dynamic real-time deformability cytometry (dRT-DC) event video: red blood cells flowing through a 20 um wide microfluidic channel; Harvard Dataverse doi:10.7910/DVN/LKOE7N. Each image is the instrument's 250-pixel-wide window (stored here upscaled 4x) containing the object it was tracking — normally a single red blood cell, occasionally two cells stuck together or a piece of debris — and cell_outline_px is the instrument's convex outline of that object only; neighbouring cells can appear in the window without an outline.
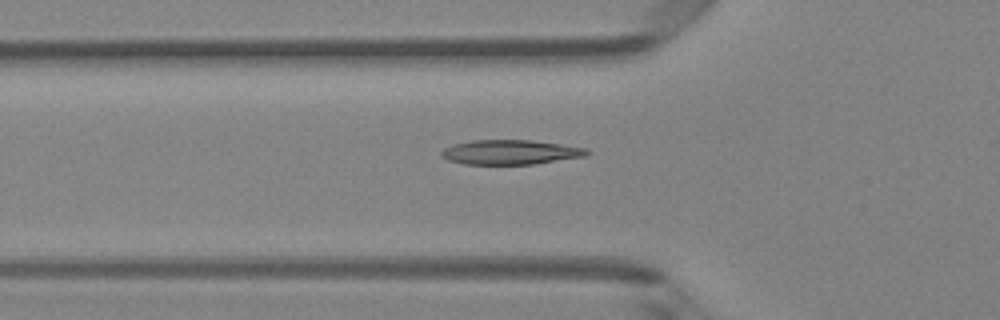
{"species": "Egyptian fruit bat (a non-hibernating species)", "species_latin": "Rousettus aegyptiacus", "temperature_condition": "room temperature", "stored_images_in_passage": 36, "camera_frame_rate_fps": 3000, "um_per_image_px": 0.085, "animal": {"sex": "female"}, "frame": {"image": 1, "passage_image": 9, "time_ms": 2.667, "image_size_px": [1000, 320], "cell_outline_px": [[592, 152], [584, 156], [536, 164], [464, 164], [448, 160], [440, 156], [440, 152], [444, 148], [456, 144], [472, 140], [532, 140], [588, 148]], "centroid_in_image_um": [43.4, 12.94], "position_along_channel_um": 82.4, "area_um2": 20.87}}
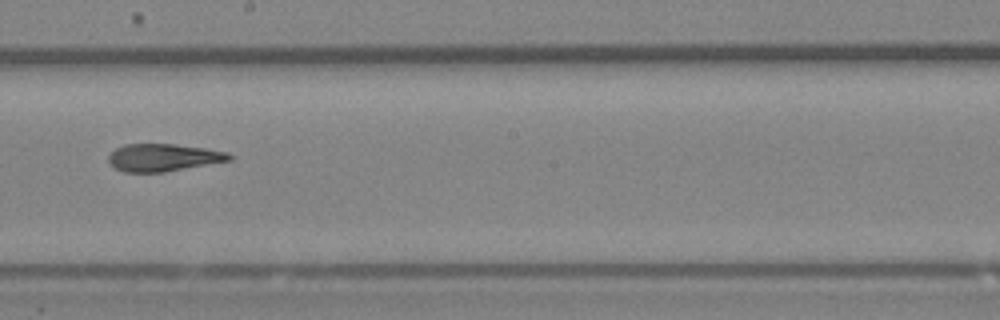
{"frame": {"image": 2, "passage_image": 20, "time_ms": 6.333, "image_size_px": [1000, 320], "cell_outline_px": [[232, 160], [164, 172], [124, 172], [116, 168], [108, 160], [108, 156], [116, 148], [124, 144], [172, 144], [204, 148], [228, 152], [232, 156]], "centroid_in_image_um": [13.89, 13.39], "position_along_channel_um": 234.3, "area_um2": 19.19}}
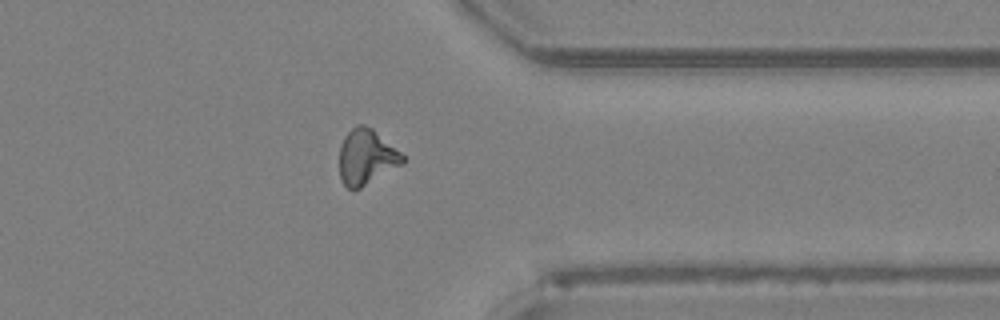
{"frame": {"image": 3, "passage_image": 31, "time_ms": 10.0, "image_size_px": [1000, 320], "cell_outline_px": [[404, 160], [400, 164], [360, 188], [348, 188], [340, 180], [340, 144], [344, 136], [356, 124], [364, 124], [372, 128], [400, 152], [404, 156]], "centroid_in_image_um": [31.1, 13.31], "position_along_channel_um": 380.3, "area_um2": 19.94}, "authors_computed_cell_mechanics": {"area_um2": 20.0277, "velocity_mm_per_s": 4.1393, "shape_relaxation_time_tau1_ms": null, "shape_relaxation_time_tau2_ms": 3.4202, "deformation_change_tau1": null, "deformation_change_tau2": 0.1178}}